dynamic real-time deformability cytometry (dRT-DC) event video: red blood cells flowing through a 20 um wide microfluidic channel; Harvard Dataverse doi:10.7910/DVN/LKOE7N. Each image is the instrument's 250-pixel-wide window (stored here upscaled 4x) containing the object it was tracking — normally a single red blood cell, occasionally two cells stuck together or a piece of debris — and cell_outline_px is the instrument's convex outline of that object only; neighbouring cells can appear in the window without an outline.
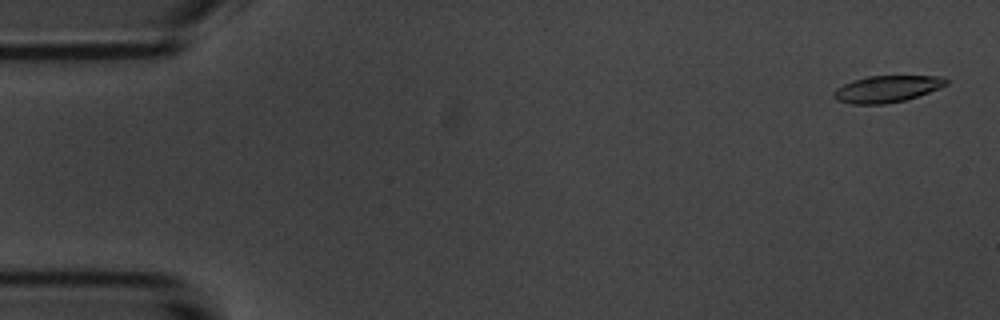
{"species": "common noctule bat (a hibernating species)", "species_latin": "Nyctalus noctula", "temperature_condition": "room temperature", "stored_images_in_passage": 5, "camera_frame_rate_fps": 3000, "um_per_image_px": 0.085, "animal": {"sex": "male", "body_mass_g": 20.1, "forearm_length_mm": 53.5}, "frame": {"image": 1, "passage_image": 1, "time_ms": 0.0, "image_size_px": [1000, 320], "cell_outline_px": [[948, 84], [940, 88], [904, 100], [884, 104], [852, 104], [836, 100], [832, 96], [832, 92], [836, 88], [852, 80], [868, 76], [944, 76], [948, 80]], "centroid_in_image_um": [75.36, 7.55], "position_along_channel_um": 9.6, "area_um2": 17.51}}
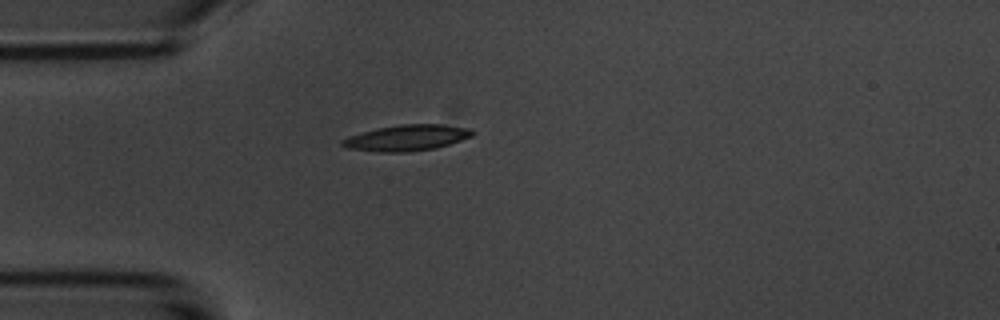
{"frame": {"image": 2, "passage_image": 4, "time_ms": 4.333, "image_size_px": [1000, 320], "cell_outline_px": [[476, 132], [472, 136], [436, 148], [404, 152], [376, 152], [348, 148], [340, 144], [340, 140], [348, 136], [376, 128], [400, 124], [440, 124], [472, 128]], "centroid_in_image_um": [34.57, 11.71], "position_along_channel_um": 50.4, "area_um2": 19.77}}